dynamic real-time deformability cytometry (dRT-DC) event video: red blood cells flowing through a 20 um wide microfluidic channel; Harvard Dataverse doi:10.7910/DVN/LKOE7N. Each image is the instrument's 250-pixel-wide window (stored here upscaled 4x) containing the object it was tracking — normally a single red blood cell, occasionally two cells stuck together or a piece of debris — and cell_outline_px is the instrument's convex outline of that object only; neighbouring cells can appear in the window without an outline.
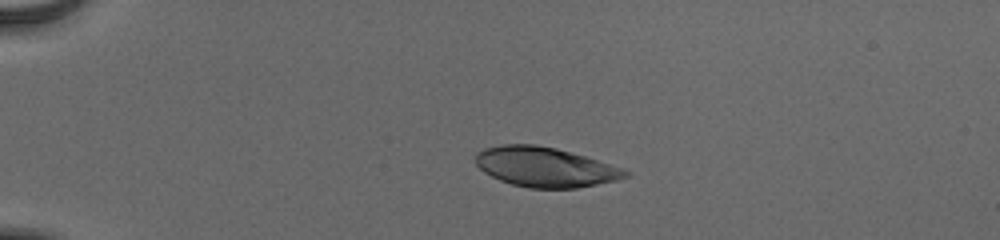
{"species": "human", "species_latin": "Homo sapiens", "temperature_condition": "cold", "stored_images_in_passage": 42, "camera_frame_rate_fps": 3000, "um_per_image_px": 0.085, "donor": {"sex": "male"}, "frame": {"image": 1, "passage_image": 1, "time_ms": 0.0, "image_size_px": [1000, 240], "cell_outline_px": [[632, 172], [628, 176], [616, 180], [576, 188], [528, 188], [512, 184], [500, 180], [484, 172], [476, 164], [476, 152], [484, 148], [504, 144], [536, 144], [556, 148], [584, 156], [624, 168]], "centroid_in_image_um": [46.34, 14.19], "position_along_channel_um": 38.7, "area_um2": 34.62}}
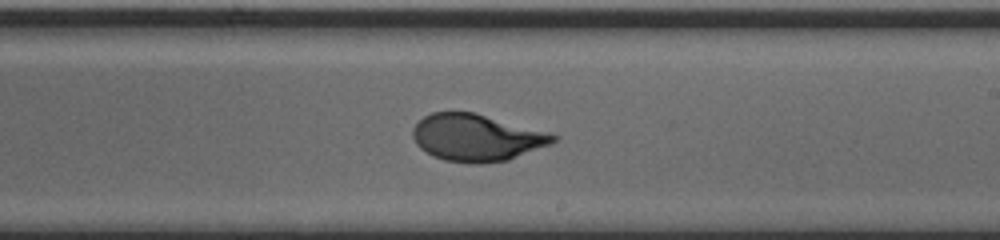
{"frame": {"image": 2, "passage_image": 22, "time_ms": 7.0, "image_size_px": [1000, 240], "cell_outline_px": [[560, 136], [552, 144], [508, 160], [484, 164], [472, 164], [444, 160], [432, 156], [420, 148], [416, 144], [412, 136], [412, 128], [424, 116], [432, 112], [472, 112], [552, 132]], "centroid_in_image_um": [40.54, 11.71], "position_along_channel_um": 248.5, "area_um2": 38.84}}
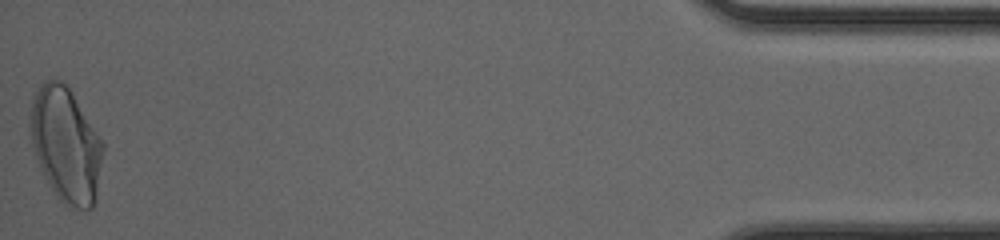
{"frame": {"image": 3, "passage_image": 42, "time_ms": 13.667, "image_size_px": [1000, 240], "cell_outline_px": [[104, 148], [96, 200], [92, 208], [68, 208], [56, 196], [48, 184], [44, 176], [36, 156], [32, 144], [28, 124], [28, 116], [32, 96], [36, 88], [44, 80], [56, 76], [72, 92], [104, 140]], "centroid_in_image_um": [5.58, 12.25], "position_along_channel_um": 429.6, "area_um2": 49.65}, "authors_computed_cell_mechanics": {"area_um2": 38.148, "velocity_mm_per_s": 3.8851, "shape_relaxation_time_tau1_ms": 4.046, "shape_relaxation_time_tau2_ms": null, "deformation_change_tau1": 0.1859, "deformation_change_tau2": null}}